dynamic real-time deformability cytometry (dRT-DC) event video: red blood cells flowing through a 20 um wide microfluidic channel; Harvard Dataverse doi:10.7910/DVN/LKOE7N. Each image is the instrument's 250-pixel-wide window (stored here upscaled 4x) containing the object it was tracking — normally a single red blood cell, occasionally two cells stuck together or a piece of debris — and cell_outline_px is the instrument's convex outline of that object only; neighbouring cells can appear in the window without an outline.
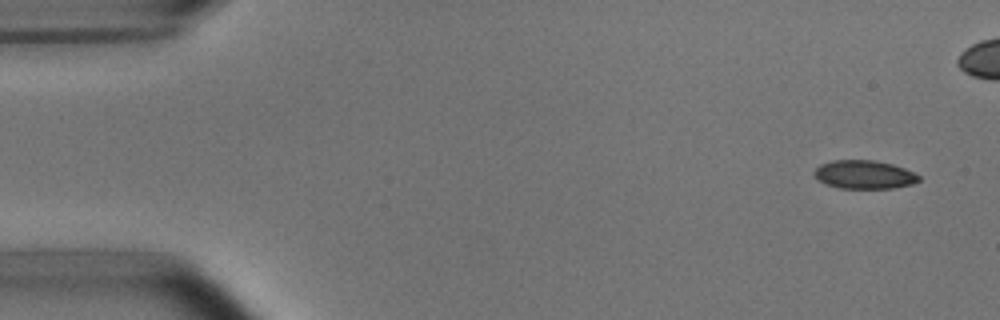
{"species": "common noctule bat (a hibernating species)", "species_latin": "Nyctalus noctula", "temperature_condition": "room temperature", "stored_images_in_passage": 13, "camera_frame_rate_fps": 3000, "um_per_image_px": 0.085, "animal": {"sex": "male", "body_mass_g": 15.6}, "frame": {"image": 1, "passage_image": 1, "time_ms": 0.0, "image_size_px": [1000, 320], "cell_outline_px": [[920, 180], [912, 184], [892, 188], [840, 188], [828, 184], [820, 180], [812, 172], [820, 164], [832, 160], [872, 160], [892, 164], [904, 168], [920, 176]], "centroid_in_image_um": [73.46, 14.83], "position_along_channel_um": 11.5, "area_um2": 17.17}}
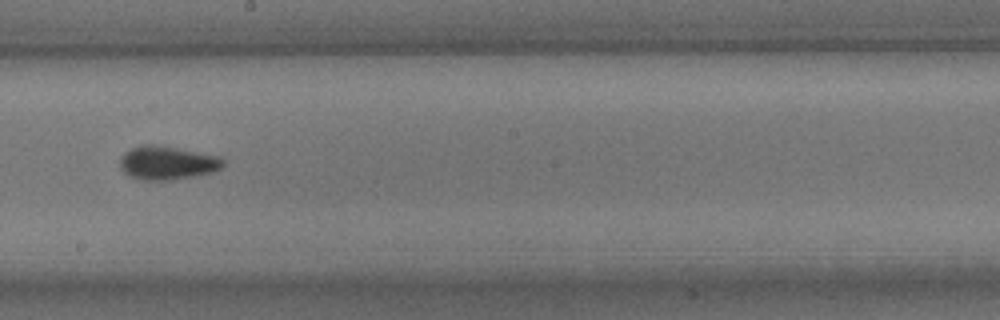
{"frame": {"image": 2, "passage_image": 8, "time_ms": 9.0, "image_size_px": [1000, 320], "cell_outline_px": [[224, 168], [212, 172], [172, 180], [140, 180], [128, 176], [120, 168], [120, 156], [124, 152], [140, 144], [152, 144], [216, 156], [224, 160]], "centroid_in_image_um": [14.16, 13.86], "position_along_channel_um": 234.0, "area_um2": 20.06}}
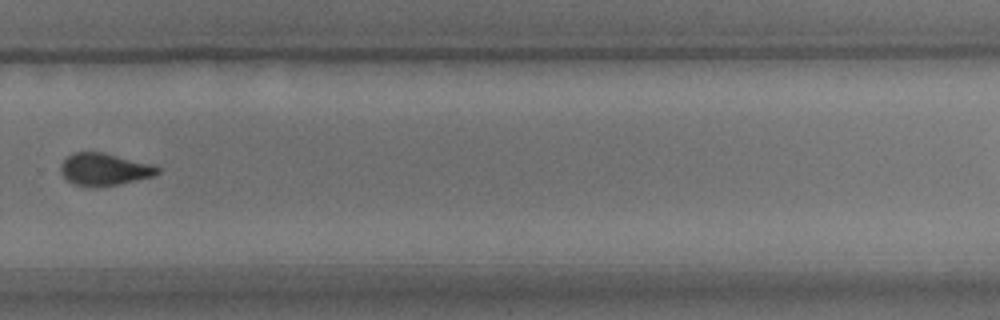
{"frame": {"image": 3, "passage_image": 10, "time_ms": 11.333, "image_size_px": [1000, 320], "cell_outline_px": [[160, 172], [152, 176], [120, 184], [100, 188], [92, 188], [72, 184], [60, 172], [60, 164], [72, 152], [100, 152], [148, 164], [160, 168]], "centroid_in_image_um": [8.79, 14.43], "position_along_channel_um": 321.0, "area_um2": 18.09}}